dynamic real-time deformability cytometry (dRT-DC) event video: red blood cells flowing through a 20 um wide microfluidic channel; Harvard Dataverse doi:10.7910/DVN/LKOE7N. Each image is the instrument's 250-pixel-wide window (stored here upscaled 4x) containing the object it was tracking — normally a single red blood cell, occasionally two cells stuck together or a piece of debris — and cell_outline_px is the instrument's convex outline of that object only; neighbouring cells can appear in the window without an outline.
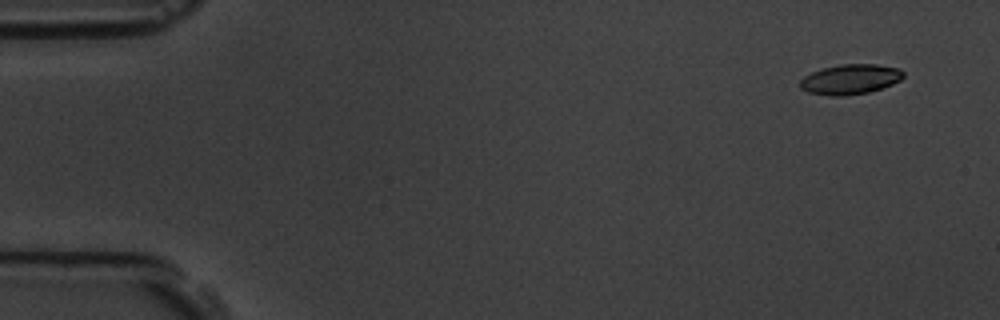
{"species": "common noctule bat (a hibernating species)", "species_latin": "Nyctalus noctula", "temperature_condition": "room temperature", "stored_images_in_passage": 4, "camera_frame_rate_fps": 3000, "um_per_image_px": 0.085, "animal": {"sex": "male", "body_mass_g": 19.5, "forearm_length_mm": 54.6}, "frame": {"image": 1, "passage_image": 1, "time_ms": 0.0, "image_size_px": [1000, 320], "cell_outline_px": [[904, 76], [900, 80], [892, 84], [868, 92], [844, 96], [832, 96], [808, 92], [800, 88], [800, 80], [804, 76], [820, 68], [840, 64], [876, 64], [900, 68], [904, 72]], "centroid_in_image_um": [72.26, 6.73], "position_along_channel_um": 12.7, "area_um2": 18.15}}
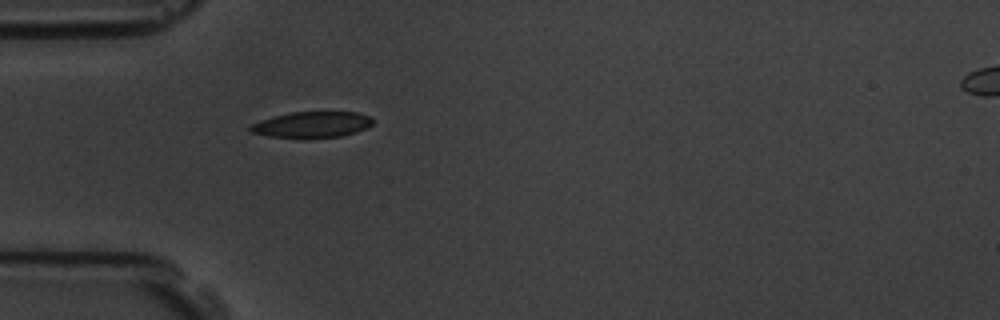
{"frame": {"image": 2, "passage_image": 4, "time_ms": 4.333, "image_size_px": [1000, 320], "cell_outline_px": [[372, 124], [368, 128], [356, 132], [340, 136], [268, 136], [252, 132], [248, 128], [252, 124], [260, 120], [292, 112], [356, 112], [372, 116]], "centroid_in_image_um": [26.57, 10.56], "position_along_channel_um": 58.4, "area_um2": 17.92}}